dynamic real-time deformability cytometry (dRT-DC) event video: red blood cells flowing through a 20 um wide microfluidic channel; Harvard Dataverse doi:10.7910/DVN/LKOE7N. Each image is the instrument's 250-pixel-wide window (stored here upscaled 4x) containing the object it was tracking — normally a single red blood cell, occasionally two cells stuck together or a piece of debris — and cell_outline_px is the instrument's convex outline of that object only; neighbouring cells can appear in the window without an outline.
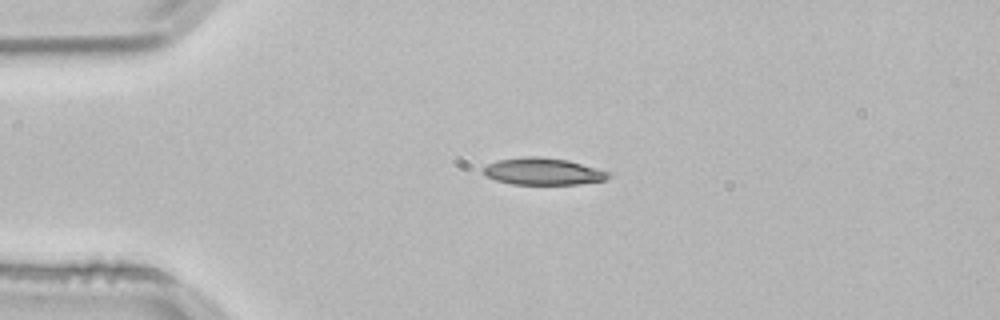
{"species": "common noctule bat (a hibernating species)", "species_latin": "Nyctalus noctula", "temperature_condition": "room temperature", "stored_images_in_passage": 42, "camera_frame_rate_fps": 3000, "um_per_image_px": 0.085, "animal": {"sex": "male", "body_mass_g": 21.5, "forearm_length_mm": 52.0}, "frame": {"image": 1, "passage_image": 1, "time_ms": 0.0, "image_size_px": [1000, 320], "cell_outline_px": [[612, 172], [604, 180], [580, 184], [512, 184], [496, 180], [484, 176], [480, 172], [488, 164], [496, 160], [524, 156], [536, 156], [568, 160]], "centroid_in_image_um": [46.12, 14.57], "position_along_channel_um": 38.9, "area_um2": 19.77}}
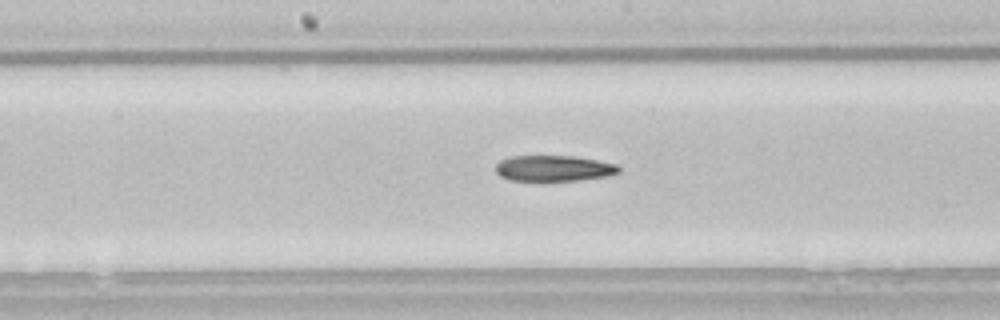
{"frame": {"image": 2, "passage_image": 16, "time_ms": 5.0, "image_size_px": [1000, 320], "cell_outline_px": [[620, 172], [608, 176], [580, 180], [540, 184], [508, 180], [500, 176], [496, 172], [496, 164], [500, 160], [512, 156], [576, 156], [616, 164], [620, 168]], "centroid_in_image_um": [47.02, 14.36], "position_along_channel_um": 201.2, "area_um2": 19.54}}
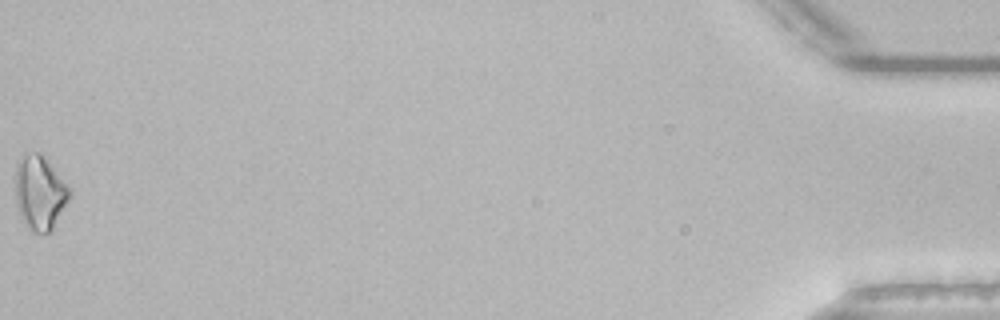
{"frame": {"image": 3, "passage_image": 42, "time_ms": 13.667, "image_size_px": [1000, 320], "cell_outline_px": [[72, 196], [52, 228], [48, 232], [32, 232], [28, 228], [20, 216], [16, 204], [16, 164], [20, 156], [32, 152], [36, 152], [72, 188]], "centroid_in_image_um": [3.39, 16.4], "position_along_channel_um": 431.8, "area_um2": 23.06}, "authors_computed_cell_mechanics": {"area_um2": 19.4208, "velocity_mm_per_s": 3.847, "shape_relaxation_time_tau1_ms": 11.0546, "shape_relaxation_time_tau2_ms": null, "deformation_change_tau1": 0.1967, "deformation_change_tau2": null}}